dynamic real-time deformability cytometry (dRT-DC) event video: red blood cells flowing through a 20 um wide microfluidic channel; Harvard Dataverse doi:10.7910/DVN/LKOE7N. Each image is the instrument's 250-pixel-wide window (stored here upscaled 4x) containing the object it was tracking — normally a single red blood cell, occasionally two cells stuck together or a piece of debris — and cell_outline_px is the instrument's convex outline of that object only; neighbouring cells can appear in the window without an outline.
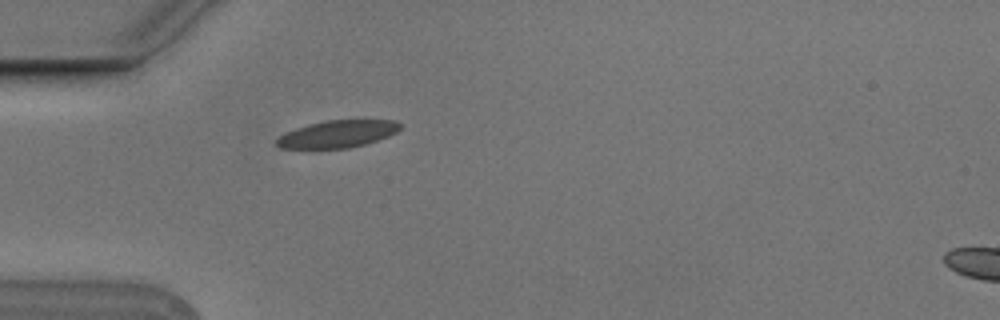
{"species": "Egyptian fruit bat (a non-hibernating species)", "species_latin": "Rousettus aegyptiacus", "temperature_condition": "cold", "stored_images_in_passage": 2, "camera_frame_rate_fps": 3000, "um_per_image_px": 0.085, "animal": {"sex": "male"}, "frame": {"image": 1, "passage_image": 1, "time_ms": 0.0, "image_size_px": [1000, 320], "cell_outline_px": [[400, 128], [396, 132], [388, 136], [364, 144], [348, 148], [280, 148], [276, 144], [276, 140], [280, 136], [296, 128], [308, 124], [328, 120], [364, 116], [396, 120], [400, 124]], "centroid_in_image_um": [28.8, 11.32], "position_along_channel_um": 56.2, "area_um2": 20.29}}